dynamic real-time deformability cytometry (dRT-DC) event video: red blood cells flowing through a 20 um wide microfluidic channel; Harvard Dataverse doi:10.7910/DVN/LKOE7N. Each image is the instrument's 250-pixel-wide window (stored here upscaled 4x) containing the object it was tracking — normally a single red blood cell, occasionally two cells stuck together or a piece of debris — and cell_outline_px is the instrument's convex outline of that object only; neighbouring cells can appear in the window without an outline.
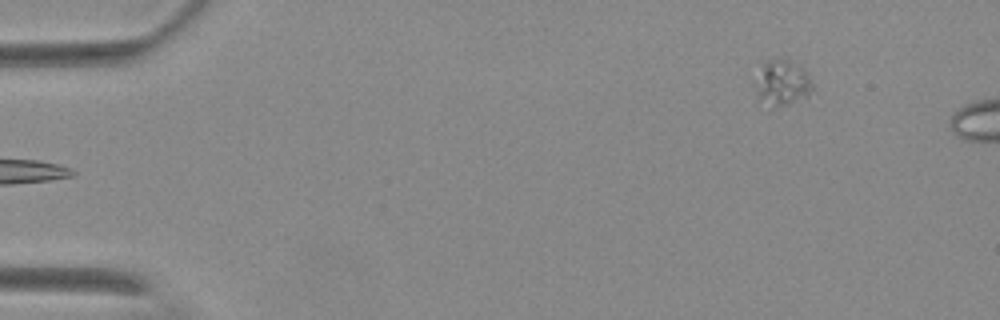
{"species": "Egyptian fruit bat (a non-hibernating species)", "species_latin": "Rousettus aegyptiacus", "temperature_condition": "warm", "stored_images_in_passage": 5, "camera_frame_rate_fps": 3000, "um_per_image_px": 0.085, "animal": {"sex": "female"}, "frame": {"image": 1, "passage_image": 5, "time_ms": 5.667, "image_size_px": [1000, 320], "cell_outline_px": [[812, 88], [808, 96], [788, 104], [776, 104], [760, 96], [752, 84], [752, 80], [764, 60], [780, 56], [788, 60], [808, 72], [812, 84]], "centroid_in_image_um": [66.46, 6.91], "position_along_channel_um": 18.5, "area_um2": 14.97}}